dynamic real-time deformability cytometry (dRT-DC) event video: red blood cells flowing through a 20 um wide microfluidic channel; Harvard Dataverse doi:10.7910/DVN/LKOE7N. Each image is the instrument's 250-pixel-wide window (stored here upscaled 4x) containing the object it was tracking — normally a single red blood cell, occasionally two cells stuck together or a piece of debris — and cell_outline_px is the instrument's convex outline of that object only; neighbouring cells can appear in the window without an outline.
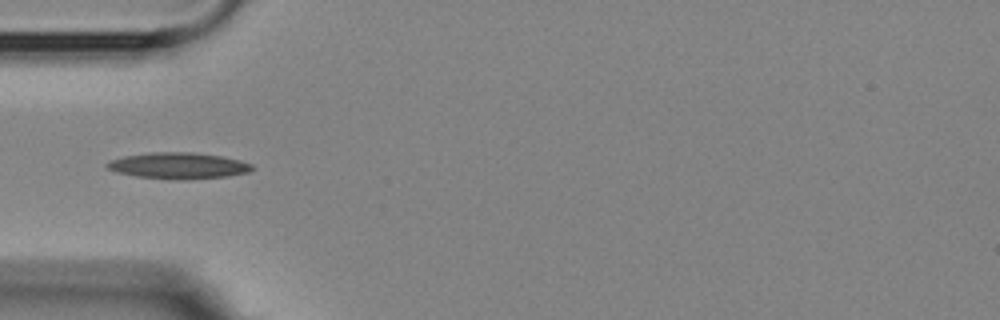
{"species": "Egyptian fruit bat (a non-hibernating species)", "species_latin": "Rousettus aegyptiacus", "temperature_condition": "room temperature", "stored_images_in_passage": 3, "camera_frame_rate_fps": 3000, "um_per_image_px": 0.085, "animal": {"sex": "female"}, "frame": {"image": 1, "passage_image": 1, "time_ms": 0.0, "image_size_px": [1000, 320], "cell_outline_px": [[252, 168], [248, 172], [228, 176], [176, 180], [136, 176], [116, 172], [108, 168], [104, 164], [112, 160], [124, 156], [152, 152], [192, 152], [220, 156], [240, 160], [252, 164]], "centroid_in_image_um": [15.14, 14.08], "position_along_channel_um": 69.9, "area_um2": 21.96}}
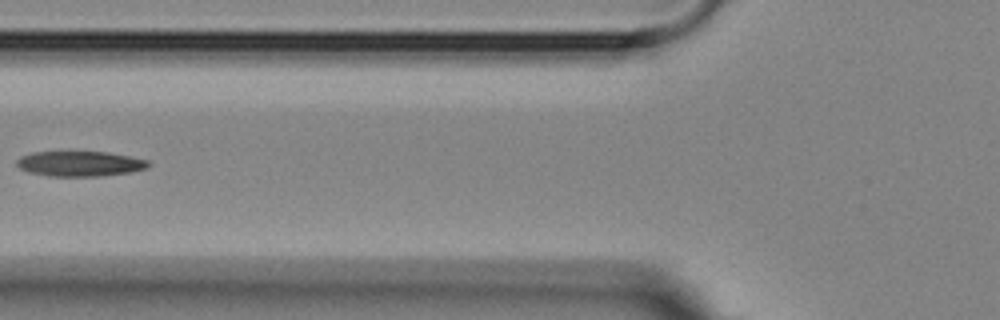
{"frame": {"image": 2, "passage_image": 2, "time_ms": 1.333, "image_size_px": [1000, 320], "cell_outline_px": [[148, 168], [132, 172], [100, 176], [48, 176], [28, 172], [20, 168], [16, 164], [16, 160], [20, 156], [32, 152], [108, 152], [148, 160]], "centroid_in_image_um": [6.77, 13.92], "position_along_channel_um": 119.0, "area_um2": 19.31}}
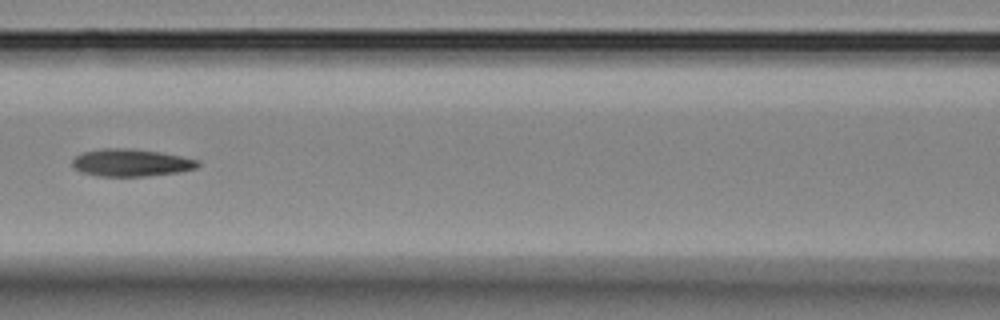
{"frame": {"image": 3, "passage_image": 3, "time_ms": 2.333, "image_size_px": [1000, 320], "cell_outline_px": [[200, 164], [196, 168], [176, 172], [144, 176], [100, 176], [80, 172], [72, 168], [72, 160], [76, 156], [84, 152], [100, 148], [128, 148], [160, 152], [200, 160]], "centroid_in_image_um": [11.1, 13.82], "position_along_channel_um": 155.5, "area_um2": 20.0}}